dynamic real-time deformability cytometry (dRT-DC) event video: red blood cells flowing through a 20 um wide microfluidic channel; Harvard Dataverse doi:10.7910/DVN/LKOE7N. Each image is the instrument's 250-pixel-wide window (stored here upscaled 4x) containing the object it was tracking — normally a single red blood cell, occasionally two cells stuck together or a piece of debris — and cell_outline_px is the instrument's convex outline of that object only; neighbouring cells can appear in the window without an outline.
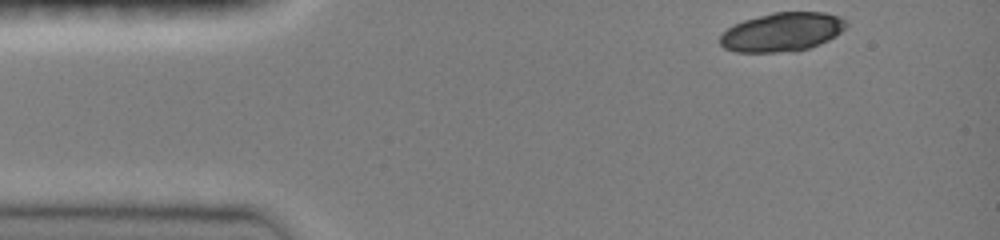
{"species": "common noctule bat (a hibernating species)", "species_latin": "Nyctalus noctula", "temperature_condition": "room temperature", "stored_images_in_passage": 44, "camera_frame_rate_fps": 3000, "um_per_image_px": 0.085, "animal": {"sex": "female", "body_mass_g": 19.0, "forearm_length_mm": 51.5}, "frame": {"image": 1, "passage_image": 1, "time_ms": 0.0, "image_size_px": [1000, 240], "cell_outline_px": [[848, 24], [836, 36], [820, 44], [796, 52], [736, 52], [724, 48], [720, 44], [720, 36], [732, 24], [744, 20], [772, 12], [824, 12], [836, 16], [844, 20]], "centroid_in_image_um": [66.46, 2.73], "position_along_channel_um": 18.5, "area_um2": 28.61}}